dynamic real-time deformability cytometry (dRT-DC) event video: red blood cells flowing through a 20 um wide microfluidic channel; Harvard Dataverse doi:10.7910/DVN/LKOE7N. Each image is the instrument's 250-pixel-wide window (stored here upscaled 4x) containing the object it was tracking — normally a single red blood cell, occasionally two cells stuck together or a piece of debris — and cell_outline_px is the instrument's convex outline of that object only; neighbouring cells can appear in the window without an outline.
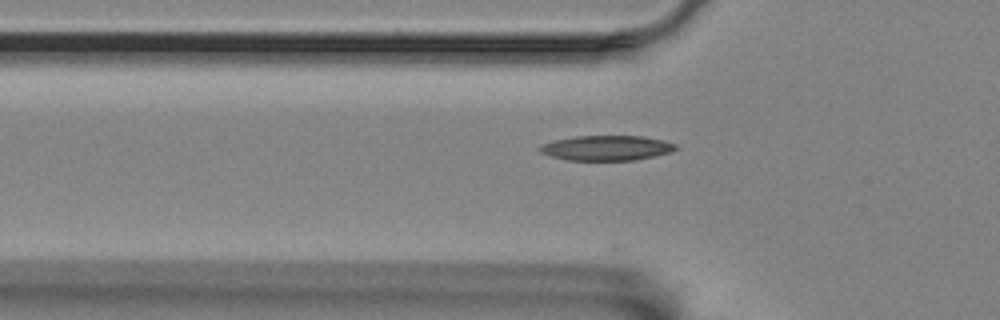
{"species": "Egyptian fruit bat (a non-hibernating species)", "species_latin": "Rousettus aegyptiacus", "temperature_condition": "room temperature", "stored_images_in_passage": 42, "camera_frame_rate_fps": 3000, "um_per_image_px": 0.085, "animal": {"sex": "female"}, "frame": {"image": 1, "passage_image": 9, "time_ms": 2.667, "image_size_px": [1000, 320], "cell_outline_px": [[676, 148], [668, 152], [636, 160], [568, 160], [552, 156], [540, 152], [536, 148], [544, 144], [556, 140], [576, 136], [644, 136], [664, 140], [676, 144]], "centroid_in_image_um": [51.55, 12.57], "position_along_channel_um": 74.3, "area_um2": 19.54}}
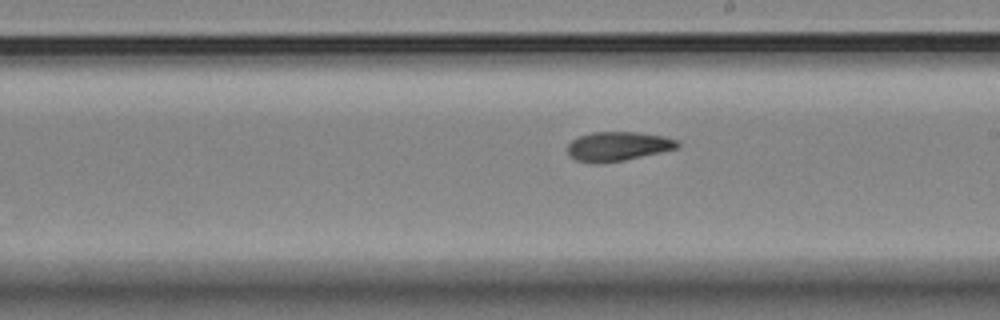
{"frame": {"image": 2, "passage_image": 23, "time_ms": 7.333, "image_size_px": [1000, 320], "cell_outline_px": [[680, 144], [676, 148], [660, 152], [624, 160], [600, 164], [592, 164], [576, 160], [568, 152], [568, 144], [572, 140], [580, 136], [592, 132], [636, 132], [664, 136], [676, 140]], "centroid_in_image_um": [52.49, 12.44], "position_along_channel_um": 236.5, "area_um2": 18.61}}
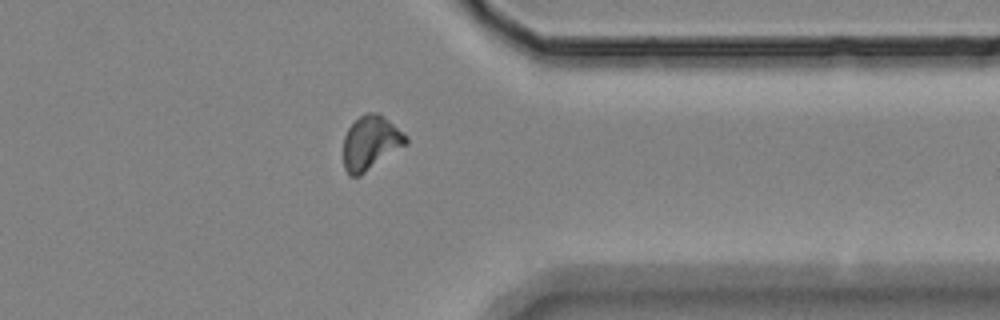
{"frame": {"image": 3, "passage_image": 36, "time_ms": 11.667, "image_size_px": [1000, 320], "cell_outline_px": [[408, 144], [360, 176], [348, 176], [344, 168], [344, 136], [348, 128], [364, 112], [376, 112], [384, 116], [408, 136]], "centroid_in_image_um": [31.52, 12.14], "position_along_channel_um": 379.9, "area_um2": 19.88}}